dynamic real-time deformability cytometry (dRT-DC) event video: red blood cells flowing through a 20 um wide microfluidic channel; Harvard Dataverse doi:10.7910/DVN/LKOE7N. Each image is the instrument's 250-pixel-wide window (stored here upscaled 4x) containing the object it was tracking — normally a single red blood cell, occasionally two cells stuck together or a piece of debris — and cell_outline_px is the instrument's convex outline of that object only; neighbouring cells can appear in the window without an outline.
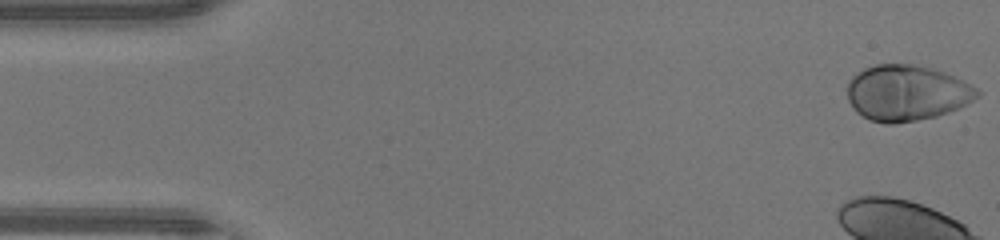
{"species": "human", "species_latin": "Homo sapiens", "temperature_condition": "warm", "stored_images_in_passage": 23, "camera_frame_rate_fps": 3000, "um_per_image_px": 0.085, "donor": {"sex": "male"}, "frame": {"image": 1, "passage_image": 1, "time_ms": 0.0, "image_size_px": [1000, 240], "cell_outline_px": [[980, 96], [948, 112], [936, 116], [916, 120], [892, 124], [884, 124], [868, 120], [856, 112], [852, 108], [848, 100], [848, 80], [852, 76], [864, 68], [876, 64], [912, 64], [932, 68], [944, 72], [976, 88], [980, 92]], "centroid_in_image_um": [77.01, 7.9], "position_along_channel_um": 8.0, "area_um2": 42.08}}